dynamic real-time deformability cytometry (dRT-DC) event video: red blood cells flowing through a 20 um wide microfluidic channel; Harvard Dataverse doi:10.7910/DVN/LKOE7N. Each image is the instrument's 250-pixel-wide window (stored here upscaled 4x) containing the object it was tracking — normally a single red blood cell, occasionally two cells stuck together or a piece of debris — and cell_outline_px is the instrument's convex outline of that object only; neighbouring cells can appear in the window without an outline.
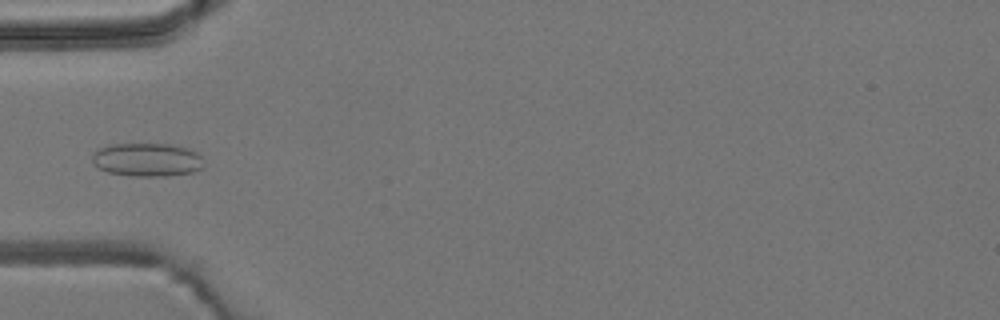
{"species": "common noctule bat (a hibernating species)", "species_latin": "Nyctalus noctula", "temperature_condition": "room temperature", "stored_images_in_passage": 5, "camera_frame_rate_fps": 3000, "um_per_image_px": 0.085, "animal": {"sex": "male", "body_mass_g": 19.2, "forearm_length_mm": 51.8}, "frame": {"image": 1, "passage_image": 4, "time_ms": 3.667, "image_size_px": [1000, 320], "cell_outline_px": [[204, 168], [192, 172], [164, 176], [128, 176], [108, 172], [92, 164], [92, 152], [96, 148], [112, 144], [172, 144], [188, 148], [196, 152], [200, 156], [204, 164]], "centroid_in_image_um": [12.47, 13.57], "position_along_channel_um": 72.5, "area_um2": 22.02}}